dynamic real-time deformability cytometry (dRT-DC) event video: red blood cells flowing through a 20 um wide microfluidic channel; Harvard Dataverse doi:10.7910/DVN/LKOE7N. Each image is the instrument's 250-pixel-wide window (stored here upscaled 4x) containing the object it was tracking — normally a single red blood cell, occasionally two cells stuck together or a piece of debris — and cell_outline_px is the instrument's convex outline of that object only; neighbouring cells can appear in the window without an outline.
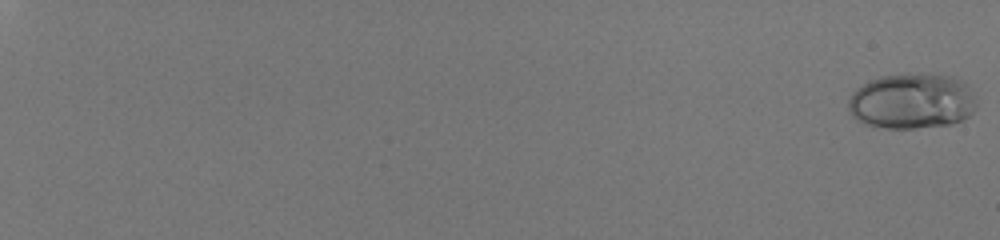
{"species": "human", "species_latin": "Homo sapiens", "temperature_condition": "room temperature", "stored_images_in_passage": 57, "camera_frame_rate_fps": 3000, "um_per_image_px": 0.085, "donor": {"sex": "male"}, "frame": {"image": 1, "passage_image": 1, "time_ms": 0.0, "image_size_px": [1000, 240], "cell_outline_px": [[976, 104], [972, 112], [964, 120], [952, 124], [916, 128], [884, 128], [864, 124], [856, 120], [852, 116], [848, 108], [848, 100], [852, 92], [856, 88], [880, 76], [908, 72], [940, 72], [956, 76], [968, 84]], "centroid_in_image_um": [77.53, 8.56], "position_along_channel_um": 7.5, "area_um2": 42.54}}
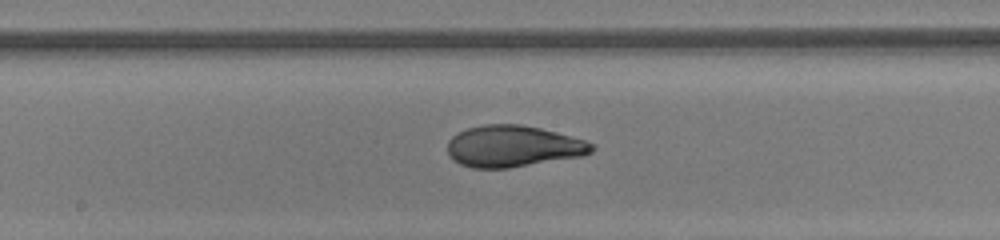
{"frame": {"image": 2, "passage_image": 37, "time_ms": 12.0, "image_size_px": [1000, 240], "cell_outline_px": [[596, 148], [592, 152], [580, 156], [508, 168], [472, 168], [460, 164], [452, 160], [448, 156], [448, 140], [452, 136], [468, 128], [484, 124], [520, 124], [540, 128], [556, 132], [584, 140], [592, 144]], "centroid_in_image_um": [43.57, 12.43], "position_along_channel_um": 204.6, "area_um2": 34.74}}
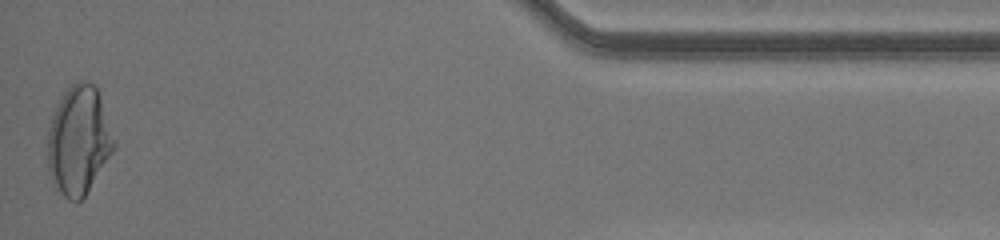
{"frame": {"image": 3, "passage_image": 57, "time_ms": 18.667, "image_size_px": [1000, 240], "cell_outline_px": [[116, 144], [112, 152], [84, 196], [76, 204], [68, 200], [52, 184], [48, 172], [48, 128], [52, 116], [64, 92], [76, 80], [88, 80], [96, 84], [116, 140]], "centroid_in_image_um": [6.69, 11.92], "position_along_channel_um": 428.5, "area_um2": 42.19}, "authors_computed_cell_mechanics": {"area_um2": 35.7204, "velocity_mm_per_s": 4.1278, "shape_relaxation_time_tau1_ms": 9.0533, "shape_relaxation_time_tau2_ms": null, "deformation_change_tau1": 0.3102, "deformation_change_tau2": null}}